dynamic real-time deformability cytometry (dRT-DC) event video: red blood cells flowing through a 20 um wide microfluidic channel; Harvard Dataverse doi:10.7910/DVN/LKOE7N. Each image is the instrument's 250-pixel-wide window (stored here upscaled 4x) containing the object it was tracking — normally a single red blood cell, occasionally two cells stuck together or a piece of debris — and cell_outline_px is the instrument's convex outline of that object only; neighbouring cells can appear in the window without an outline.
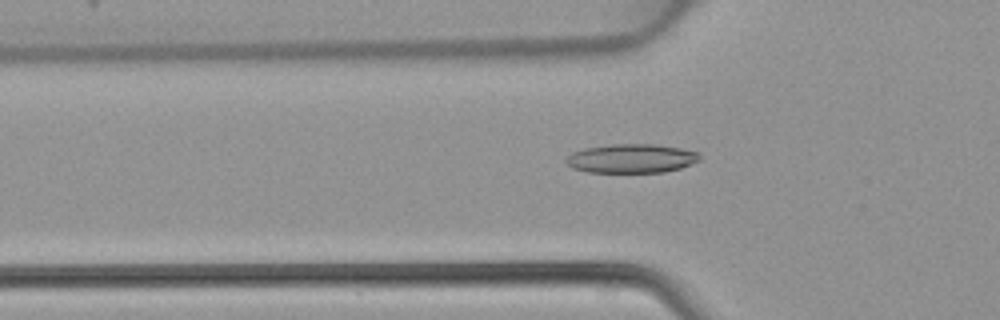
{"species": "common noctule bat (a hibernating species)", "species_latin": "Nyctalus noctula", "temperature_condition": "warm", "stored_images_in_passage": 35, "camera_frame_rate_fps": 3000, "um_per_image_px": 0.085, "animal": {"sex": "female", "body_mass_g": 22.7, "forearm_length_mm": 54.2}, "frame": {"image": 1, "passage_image": 4, "time_ms": 1.0, "image_size_px": [1000, 320], "cell_outline_px": [[700, 160], [680, 168], [664, 172], [588, 172], [572, 168], [564, 160], [572, 152], [584, 148], [612, 144], [652, 144], [680, 148], [696, 152], [700, 156]], "centroid_in_image_um": [53.64, 13.47], "position_along_channel_um": 72.2, "area_um2": 22.43}}
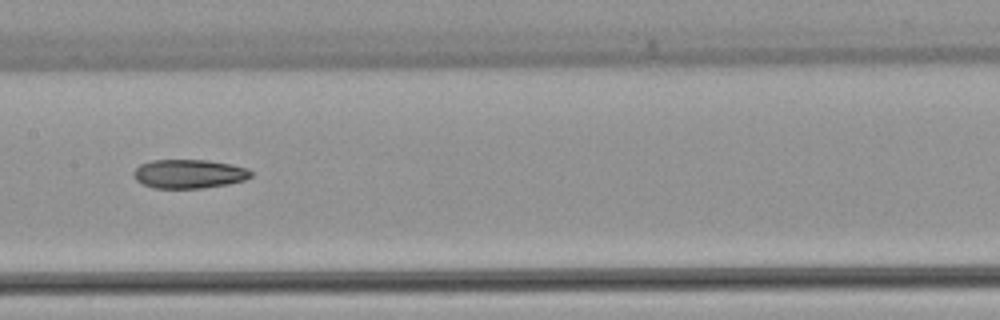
{"frame": {"image": 2, "passage_image": 12, "time_ms": 3.667, "image_size_px": [1000, 320], "cell_outline_px": [[252, 176], [244, 180], [228, 184], [200, 188], [152, 188], [136, 180], [132, 172], [140, 164], [152, 160], [208, 160], [232, 164], [248, 168], [252, 172]], "centroid_in_image_um": [16.07, 14.77], "position_along_channel_um": 191.3, "area_um2": 19.83}}
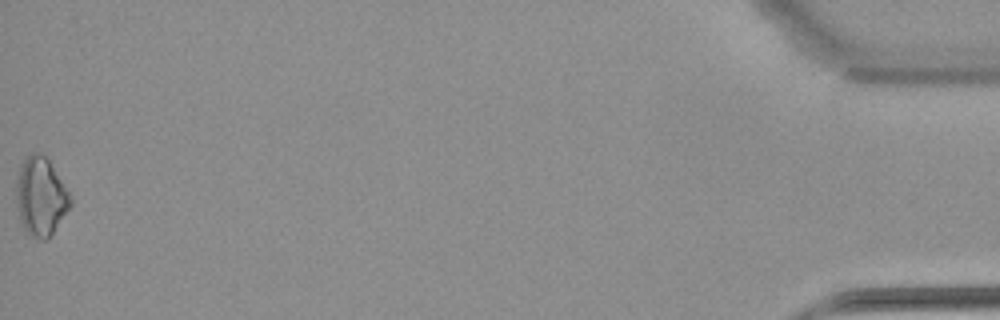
{"frame": {"image": 3, "passage_image": 35, "time_ms": 11.333, "image_size_px": [1000, 320], "cell_outline_px": [[72, 204], [52, 232], [44, 240], [32, 236], [20, 224], [16, 204], [16, 180], [20, 164], [32, 152], [36, 152], [44, 156], [48, 160], [68, 192], [72, 200]], "centroid_in_image_um": [3.42, 16.7], "position_along_channel_um": 431.8, "area_um2": 24.28}}